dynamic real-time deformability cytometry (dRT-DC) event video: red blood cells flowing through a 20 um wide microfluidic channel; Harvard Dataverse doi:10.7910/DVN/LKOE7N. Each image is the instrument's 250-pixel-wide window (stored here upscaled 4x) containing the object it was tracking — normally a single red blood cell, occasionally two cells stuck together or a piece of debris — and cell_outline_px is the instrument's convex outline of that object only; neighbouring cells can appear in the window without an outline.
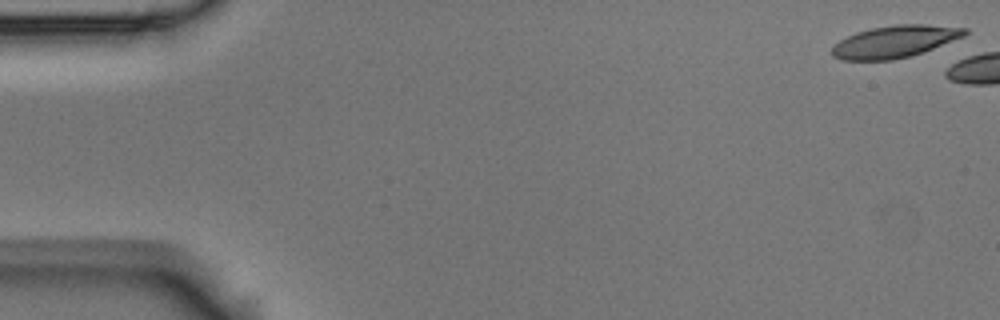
{"species": "Egyptian fruit bat (a non-hibernating species)", "species_latin": "Rousettus aegyptiacus", "temperature_condition": "room temperature", "stored_images_in_passage": 6, "camera_frame_rate_fps": 3000, "um_per_image_px": 0.085, "animal": {"sex": "male"}, "frame": {"image": 1, "passage_image": 1, "time_ms": 0.0, "image_size_px": [1000, 320], "cell_outline_px": [[968, 32], [964, 36], [924, 52], [912, 56], [892, 60], [840, 60], [832, 56], [832, 48], [840, 40], [856, 32], [872, 28], [896, 24], [924, 24], [968, 28]], "centroid_in_image_um": [76.07, 3.54], "position_along_channel_um": 8.9, "area_um2": 24.85}}